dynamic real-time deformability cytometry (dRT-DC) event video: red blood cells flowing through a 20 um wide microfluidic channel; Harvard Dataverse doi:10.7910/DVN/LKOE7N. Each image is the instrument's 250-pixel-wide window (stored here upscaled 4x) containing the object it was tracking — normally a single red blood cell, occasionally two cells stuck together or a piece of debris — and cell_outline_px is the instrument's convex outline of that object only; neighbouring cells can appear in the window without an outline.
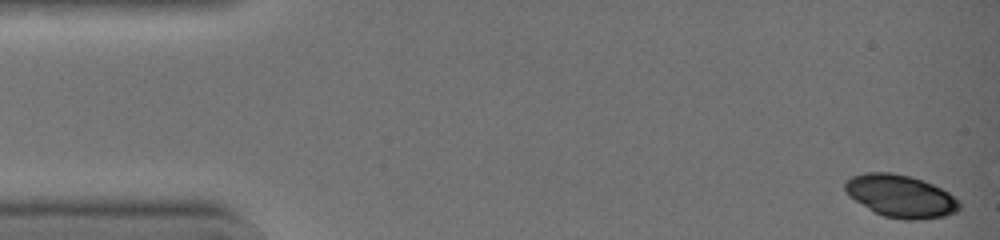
{"species": "common noctule bat (a hibernating species)", "species_latin": "Nyctalus noctula", "temperature_condition": "warm", "stored_images_in_passage": 42, "camera_frame_rate_fps": 3000, "um_per_image_px": 0.085, "animal": {"sex": "female", "body_mass_g": 19.0, "forearm_length_mm": 51.5}, "frame": {"image": 1, "passage_image": 1, "time_ms": 0.0, "image_size_px": [1000, 240], "cell_outline_px": [[960, 208], [956, 212], [944, 216], [912, 220], [904, 220], [884, 216], [868, 208], [848, 196], [844, 192], [844, 184], [852, 176], [864, 172], [888, 172], [908, 176], [924, 180], [948, 192], [960, 204]], "centroid_in_image_um": [76.52, 16.66], "position_along_channel_um": 8.5, "area_um2": 28.09}}